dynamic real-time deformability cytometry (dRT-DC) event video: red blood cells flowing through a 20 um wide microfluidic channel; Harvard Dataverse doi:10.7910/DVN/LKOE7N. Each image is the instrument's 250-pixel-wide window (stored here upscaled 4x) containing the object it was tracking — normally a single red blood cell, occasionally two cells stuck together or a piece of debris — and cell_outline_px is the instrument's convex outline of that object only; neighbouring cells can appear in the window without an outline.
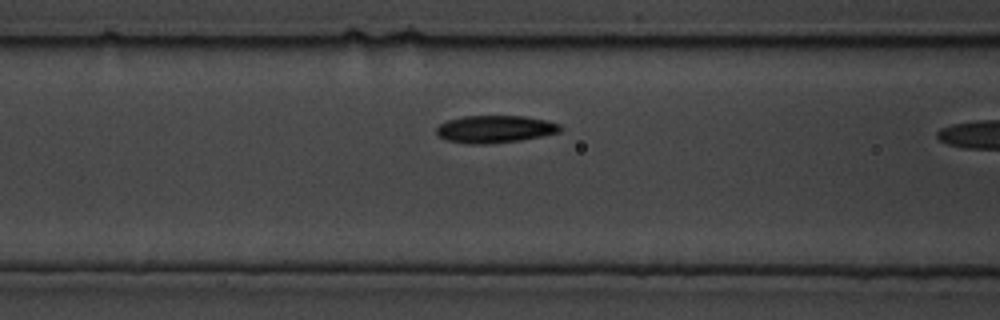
{"species": "common noctule bat (a hibernating species)", "species_latin": "Nyctalus noctula", "temperature_condition": "cold", "stored_images_in_passage": 9, "camera_frame_rate_fps": 3000, "um_per_image_px": 0.085, "animal": {"sex": "male", "body_mass_g": 19.5, "forearm_length_mm": 54.6}, "frame": {"image": 1, "passage_image": 8, "time_ms": 2.333, "image_size_px": [1000, 320], "cell_outline_px": [[560, 132], [544, 136], [520, 140], [484, 144], [468, 144], [448, 140], [440, 136], [436, 132], [436, 128], [440, 124], [448, 120], [464, 116], [524, 116], [544, 120], [560, 124]], "centroid_in_image_um": [42.07, 10.97], "position_along_channel_um": 124.5, "area_um2": 19.59}}